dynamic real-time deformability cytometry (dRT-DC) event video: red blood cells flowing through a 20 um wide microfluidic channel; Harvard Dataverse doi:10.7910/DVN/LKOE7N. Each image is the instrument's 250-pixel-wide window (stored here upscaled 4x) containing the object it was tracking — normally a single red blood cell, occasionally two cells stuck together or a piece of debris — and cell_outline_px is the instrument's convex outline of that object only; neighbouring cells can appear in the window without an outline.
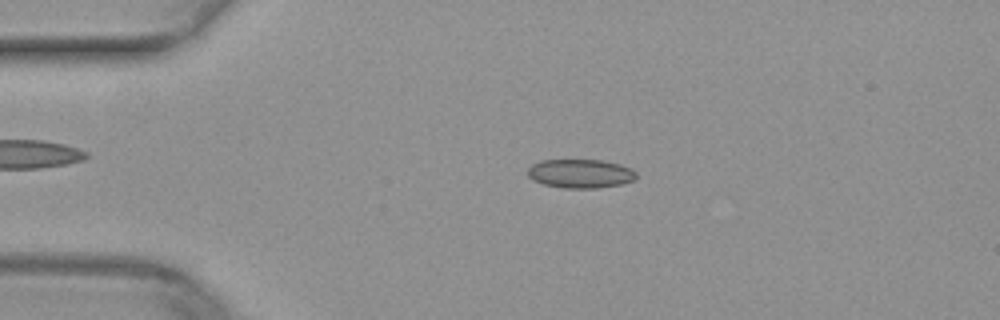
{"species": "common noctule bat (a hibernating species)", "species_latin": "Nyctalus noctula", "temperature_condition": "warm", "stored_images_in_passage": 43, "camera_frame_rate_fps": 3000, "um_per_image_px": 0.085, "animal": {"sex": "female", "body_mass_g": 29.2, "forearm_length_mm": 56.3}, "frame": {"image": 1, "passage_image": 4, "time_ms": 1.0, "image_size_px": [1000, 320], "cell_outline_px": [[636, 180], [620, 184], [596, 188], [564, 188], [544, 184], [532, 180], [524, 172], [532, 164], [540, 160], [604, 160], [620, 164], [632, 168], [636, 172]], "centroid_in_image_um": [49.32, 14.75], "position_along_channel_um": 35.7, "area_um2": 18.5}}
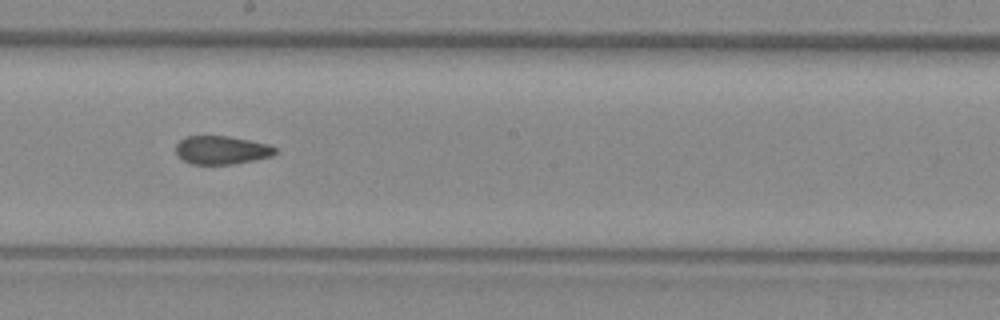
{"frame": {"image": 2, "passage_image": 21, "time_ms": 6.667, "image_size_px": [1000, 320], "cell_outline_px": [[276, 152], [272, 156], [232, 164], [192, 164], [184, 160], [176, 152], [176, 144], [180, 140], [188, 136], [224, 136], [248, 140], [268, 144], [276, 148]], "centroid_in_image_um": [18.83, 12.75], "position_along_channel_um": 229.4, "area_um2": 16.13}}
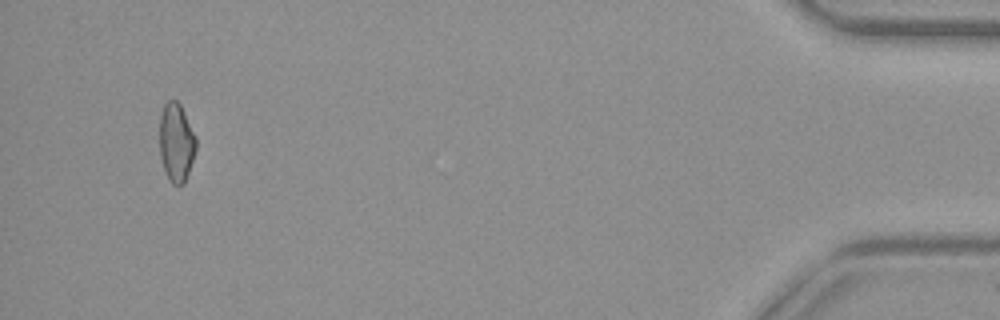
{"frame": {"image": 3, "passage_image": 41, "time_ms": 13.333, "image_size_px": [1000, 320], "cell_outline_px": [[196, 148], [184, 184], [172, 184], [168, 180], [164, 172], [160, 156], [160, 116], [164, 104], [168, 100], [176, 100], [180, 104], [196, 136]], "centroid_in_image_um": [14.97, 12.11], "position_along_channel_um": 420.2, "area_um2": 16.7}}